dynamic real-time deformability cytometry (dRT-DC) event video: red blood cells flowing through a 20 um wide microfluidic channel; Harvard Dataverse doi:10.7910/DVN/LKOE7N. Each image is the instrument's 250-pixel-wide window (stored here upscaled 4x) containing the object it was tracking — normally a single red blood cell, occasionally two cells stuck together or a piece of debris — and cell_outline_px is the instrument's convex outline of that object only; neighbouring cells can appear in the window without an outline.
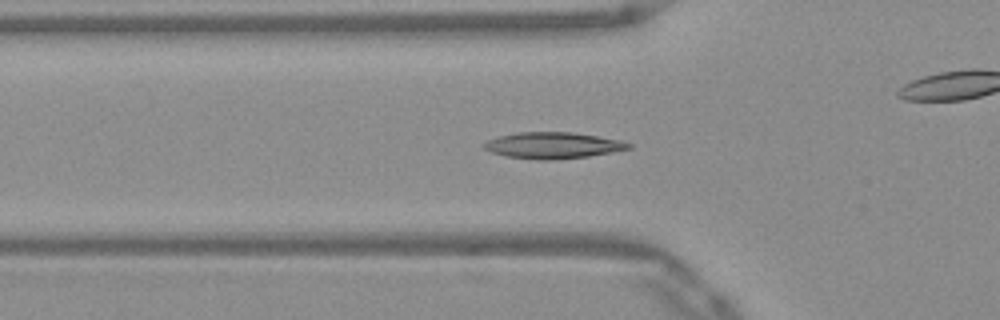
{"species": "Egyptian fruit bat (a non-hibernating species)", "species_latin": "Rousettus aegyptiacus", "temperature_condition": "warm", "stored_images_in_passage": 53, "camera_frame_rate_fps": 3000, "um_per_image_px": 0.085, "frame": {"image": 1, "passage_image": 18, "time_ms": 5.667, "image_size_px": [1000, 320], "cell_outline_px": [[632, 148], [612, 152], [588, 156], [552, 160], [540, 160], [508, 156], [492, 152], [484, 148], [484, 144], [488, 140], [500, 136], [516, 132], [572, 132], [624, 140], [632, 144]], "centroid_in_image_um": [47.06, 12.35], "position_along_channel_um": 78.7, "area_um2": 22.08}}
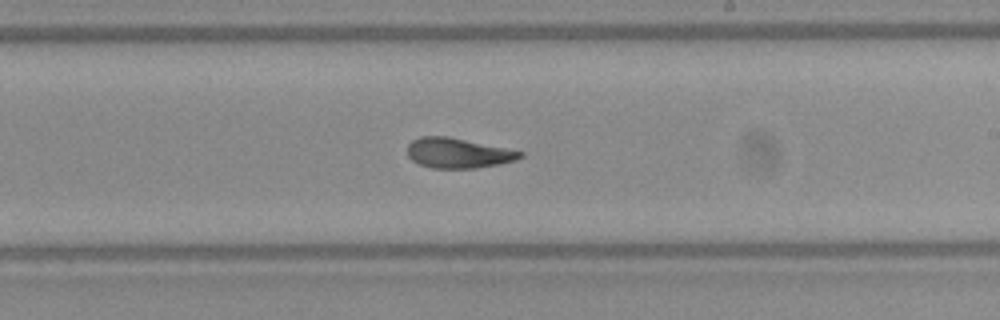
{"frame": {"image": 2, "passage_image": 31, "time_ms": 10.0, "image_size_px": [1000, 320], "cell_outline_px": [[524, 156], [516, 160], [500, 164], [476, 168], [432, 168], [420, 164], [412, 160], [408, 156], [408, 144], [412, 140], [420, 136], [448, 136], [524, 152]], "centroid_in_image_um": [38.93, 13.01], "position_along_channel_um": 250.1, "area_um2": 19.71}}
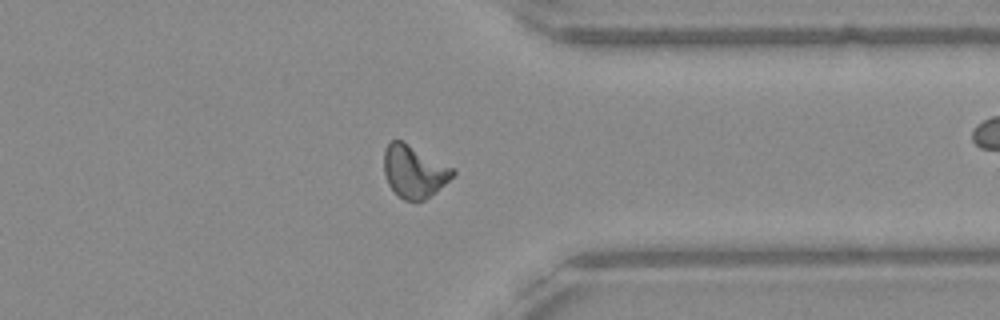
{"frame": {"image": 3, "passage_image": 41, "time_ms": 13.333, "image_size_px": [1000, 320], "cell_outline_px": [[456, 172], [436, 192], [424, 200], [404, 200], [388, 184], [384, 172], [384, 148], [392, 140], [404, 140], [456, 168]], "centroid_in_image_um": [35.22, 14.52], "position_along_channel_um": 376.2, "area_um2": 21.21}, "authors_computed_cell_mechanics": {"area_um2": 20.6924, "velocity_mm_per_s": 3.927, "shape_relaxation_time_tau1_ms": null, "shape_relaxation_time_tau2_ms": 2.1473, "deformation_change_tau1": null, "deformation_change_tau2": 0.0735}}